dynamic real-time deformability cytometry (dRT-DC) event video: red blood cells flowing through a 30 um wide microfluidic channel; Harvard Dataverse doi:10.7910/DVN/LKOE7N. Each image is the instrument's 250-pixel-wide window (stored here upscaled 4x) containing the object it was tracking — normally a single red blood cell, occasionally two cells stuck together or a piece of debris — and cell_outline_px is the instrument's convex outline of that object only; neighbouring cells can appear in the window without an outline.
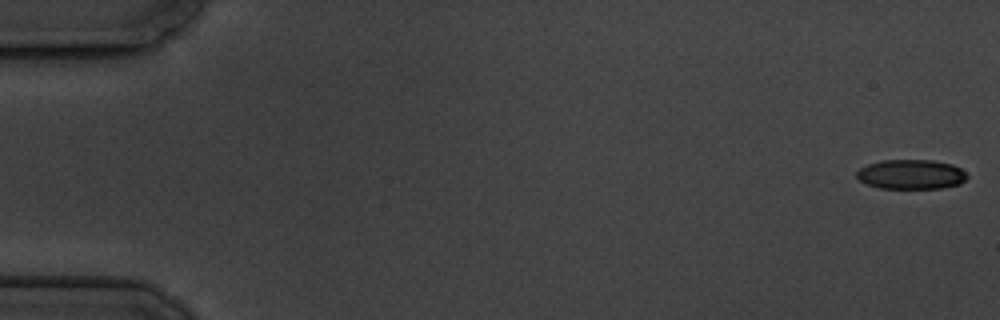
{"species": "common noctule bat (a hibernating species)", "species_latin": "Nyctalus noctula", "temperature_condition": "cold", "stored_images_in_passage": 7, "segment_of_instrument_passage": [1, 2], "camera_frame_rate_fps": 3000, "um_per_image_px": 0.085, "animal": {"sex": "male", "body_mass_g": 19.5, "forearm_length_mm": 54.6}, "frame": {"image": 1, "passage_image": 1, "time_ms": 0.0, "image_size_px": [1000, 320], "cell_outline_px": [[968, 176], [960, 184], [940, 188], [880, 188], [868, 184], [860, 180], [856, 176], [856, 172], [860, 168], [868, 164], [884, 160], [932, 160], [952, 164], [960, 168]], "centroid_in_image_um": [77.44, 14.81], "position_along_channel_um": 7.6, "area_um2": 18.9}}
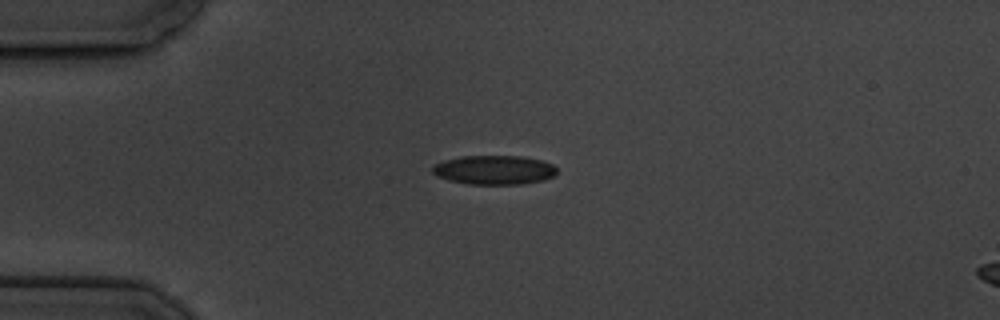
{"frame": {"image": 2, "passage_image": 5, "time_ms": 4.667, "image_size_px": [1000, 320], "cell_outline_px": [[556, 176], [544, 180], [520, 184], [468, 184], [448, 180], [436, 176], [432, 172], [432, 168], [436, 164], [444, 160], [460, 156], [524, 156], [540, 160], [552, 164], [556, 168]], "centroid_in_image_um": [42.01, 14.44], "position_along_channel_um": 43.0, "area_um2": 21.21}}